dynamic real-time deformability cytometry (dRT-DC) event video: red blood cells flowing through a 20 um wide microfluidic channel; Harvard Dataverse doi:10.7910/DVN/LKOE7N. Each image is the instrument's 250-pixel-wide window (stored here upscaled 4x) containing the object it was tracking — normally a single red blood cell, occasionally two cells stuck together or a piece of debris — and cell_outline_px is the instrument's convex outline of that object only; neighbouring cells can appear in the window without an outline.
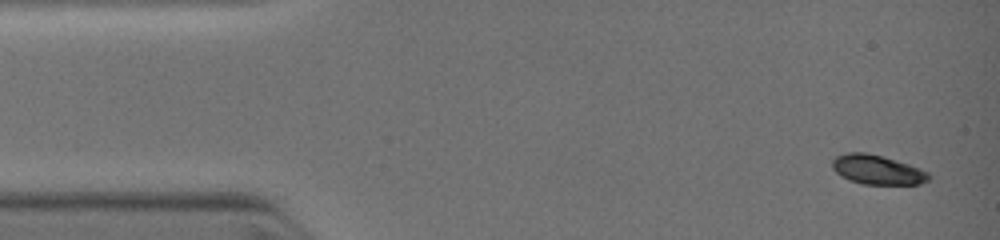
{"species": "common noctule bat (a hibernating species)", "species_latin": "Nyctalus noctula", "temperature_condition": "warm", "stored_images_in_passage": 18, "camera_frame_rate_fps": 3000, "um_per_image_px": 0.085, "animal": {"sex": "female", "body_mass_g": 19.0, "forearm_length_mm": 51.5}, "frame": {"image": 1, "passage_image": 1, "time_ms": 0.0, "image_size_px": [1000, 240], "cell_outline_px": [[928, 180], [920, 184], [864, 184], [852, 180], [836, 172], [832, 168], [832, 160], [836, 156], [848, 152], [864, 152], [880, 156], [908, 164], [928, 172]], "centroid_in_image_um": [74.55, 14.42], "position_along_channel_um": 10.5, "area_um2": 16.07}}
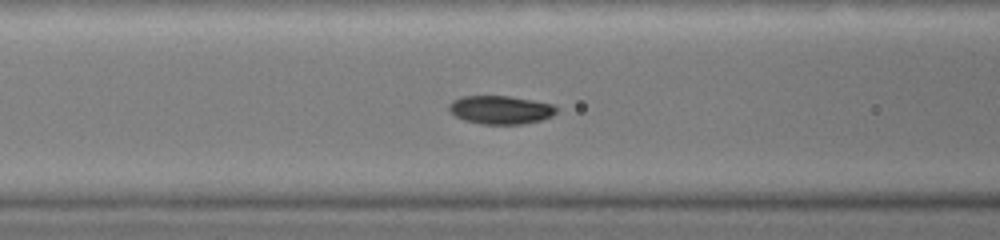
{"frame": {"image": 2, "passage_image": 14, "time_ms": 4.333, "image_size_px": [1000, 240], "cell_outline_px": [[560, 108], [552, 116], [540, 120], [520, 124], [484, 124], [464, 120], [456, 116], [448, 108], [448, 104], [452, 100], [460, 96], [508, 96], [532, 100], [552, 104]], "centroid_in_image_um": [42.55, 9.33], "position_along_channel_um": 124.1, "area_um2": 17.74}}
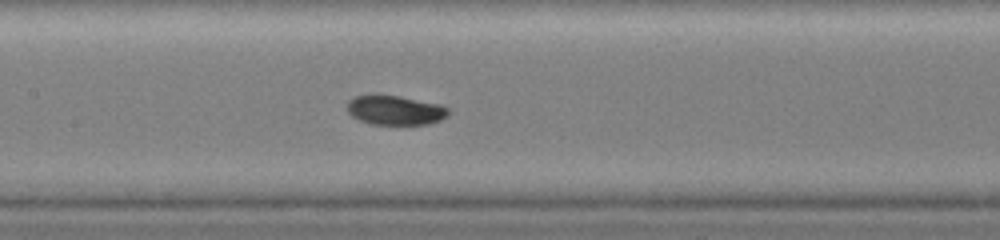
{"frame": {"image": 3, "passage_image": 18, "time_ms": 5.333, "image_size_px": [1000, 240], "cell_outline_px": [[448, 116], [440, 120], [428, 124], [372, 124], [360, 120], [352, 116], [348, 112], [348, 100], [356, 96], [400, 96], [440, 104], [448, 108]], "centroid_in_image_um": [33.62, 9.38], "position_along_channel_um": 173.8, "area_um2": 17.05}}